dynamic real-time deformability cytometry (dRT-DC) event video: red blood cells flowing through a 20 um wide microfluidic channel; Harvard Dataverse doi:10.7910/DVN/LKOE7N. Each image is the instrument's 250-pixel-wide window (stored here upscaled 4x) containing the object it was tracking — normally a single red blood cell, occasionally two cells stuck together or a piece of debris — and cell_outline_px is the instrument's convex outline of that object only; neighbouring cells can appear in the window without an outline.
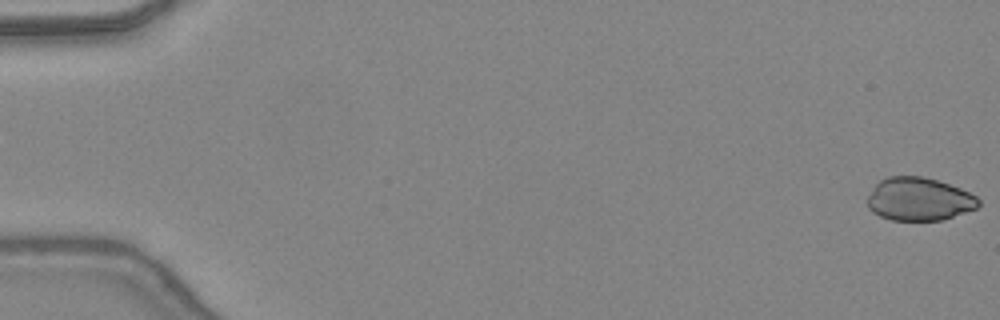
{"species": "common noctule bat (a hibernating species)", "species_latin": "Nyctalus noctula", "temperature_condition": "warm", "stored_images_in_passage": 47, "camera_frame_rate_fps": 3000, "um_per_image_px": 0.085, "animal": {"sex": "female", "body_mass_g": 24.6, "forearm_length_mm": 56.2}, "frame": {"image": 1, "passage_image": 1, "time_ms": 0.0, "image_size_px": [1000, 320], "cell_outline_px": [[980, 204], [976, 208], [940, 220], [892, 220], [880, 216], [872, 212], [868, 208], [868, 196], [876, 184], [880, 180], [888, 176], [924, 176], [960, 188], [976, 196], [980, 200]], "centroid_in_image_um": [78.1, 16.92], "position_along_channel_um": 6.9, "area_um2": 27.69}}
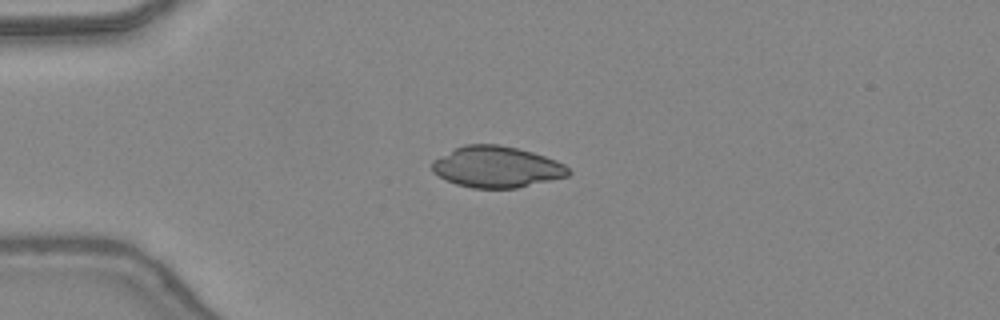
{"frame": {"image": 2, "passage_image": 13, "time_ms": 4.0, "image_size_px": [1000, 320], "cell_outline_px": [[572, 172], [568, 176], [516, 188], [472, 188], [456, 184], [432, 172], [432, 160], [464, 144], [500, 144], [532, 152], [556, 160], [564, 164]], "centroid_in_image_um": [42.22, 14.19], "position_along_channel_um": 42.8, "area_um2": 32.6}}